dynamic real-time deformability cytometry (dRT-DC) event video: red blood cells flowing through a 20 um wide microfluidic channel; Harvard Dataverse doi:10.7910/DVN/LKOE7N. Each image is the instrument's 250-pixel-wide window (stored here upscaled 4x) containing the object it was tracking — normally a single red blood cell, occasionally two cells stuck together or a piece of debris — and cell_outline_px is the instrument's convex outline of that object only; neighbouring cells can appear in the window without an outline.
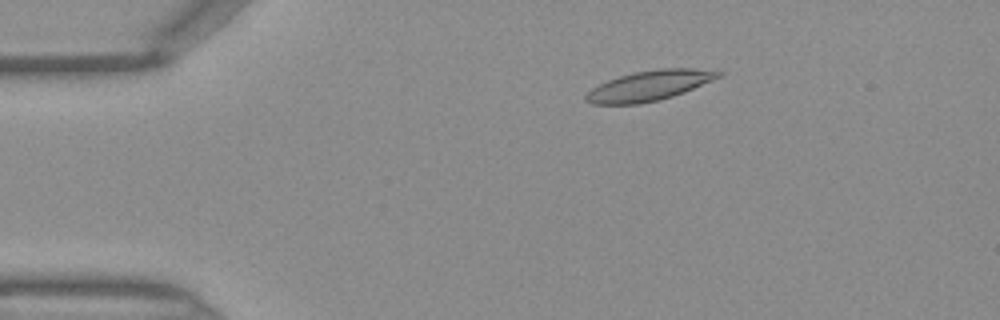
{"species": "Egyptian fruit bat (a non-hibernating species)", "species_latin": "Rousettus aegyptiacus", "temperature_condition": "warm", "stored_images_in_passage": 47, "camera_frame_rate_fps": 3000, "um_per_image_px": 0.085, "frame": {"image": 1, "passage_image": 9, "time_ms": 2.667, "image_size_px": [1000, 320], "cell_outline_px": [[724, 76], [684, 92], [660, 100], [640, 104], [592, 104], [584, 100], [584, 96], [592, 88], [608, 80], [632, 72], [656, 68], [692, 68], [724, 72]], "centroid_in_image_um": [55.21, 7.27], "position_along_channel_um": 29.8, "area_um2": 23.41}}
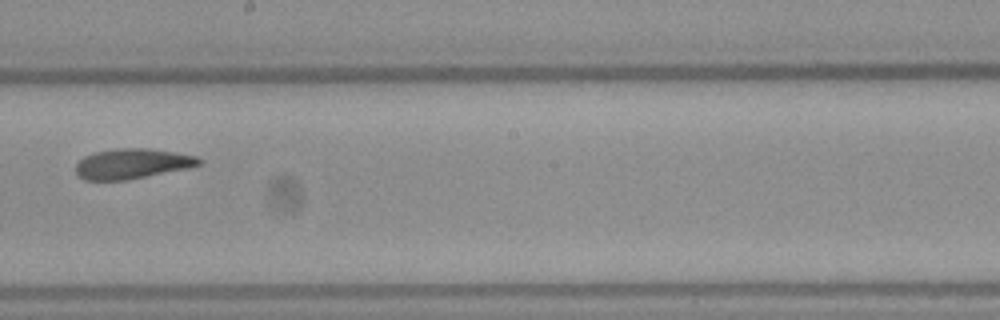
{"frame": {"image": 2, "passage_image": 27, "time_ms": 8.667, "image_size_px": [1000, 320], "cell_outline_px": [[204, 160], [200, 164], [188, 168], [128, 180], [84, 180], [76, 176], [76, 164], [84, 156], [92, 152], [120, 148], [148, 148], [196, 156]], "centroid_in_image_um": [11.2, 13.92], "position_along_channel_um": 237.0, "area_um2": 21.73}}
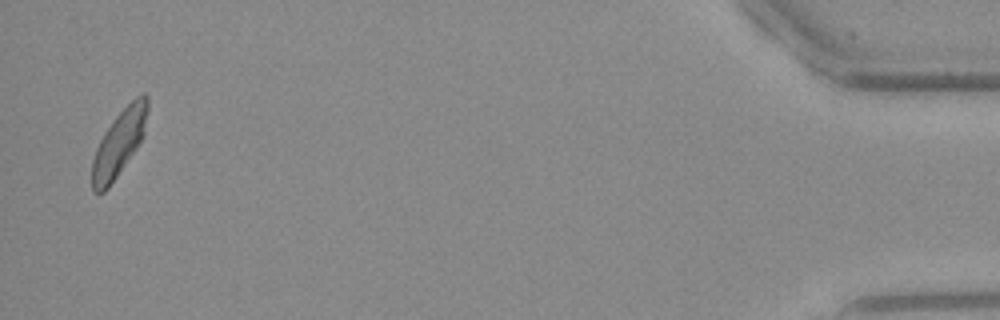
{"frame": {"image": 3, "passage_image": 46, "time_ms": 15.0, "image_size_px": [1000, 320], "cell_outline_px": [[148, 108], [144, 136], [136, 148], [108, 188], [104, 192], [92, 192], [92, 160], [96, 148], [104, 132], [116, 116], [136, 96], [144, 92], [148, 96]], "centroid_in_image_um": [10.13, 12.14], "position_along_channel_um": 425.1, "area_um2": 21.1}}